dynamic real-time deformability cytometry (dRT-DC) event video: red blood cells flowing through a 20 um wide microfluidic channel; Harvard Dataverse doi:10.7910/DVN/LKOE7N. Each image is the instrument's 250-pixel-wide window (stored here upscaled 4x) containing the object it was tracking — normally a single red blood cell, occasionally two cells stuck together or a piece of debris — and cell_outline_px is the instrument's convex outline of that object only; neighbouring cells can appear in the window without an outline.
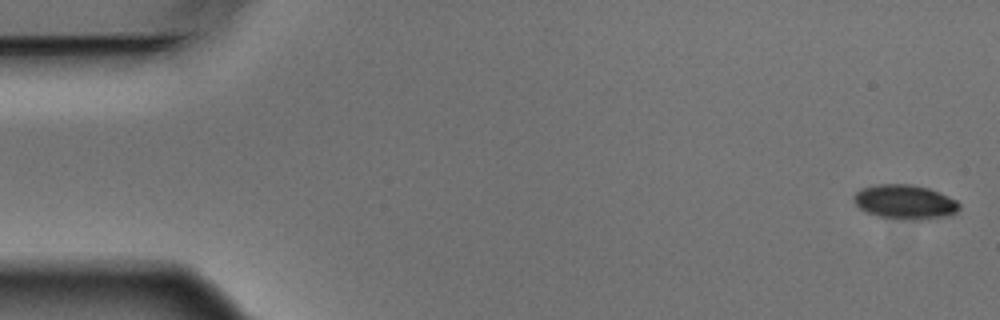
{"species": "Egyptian fruit bat (a non-hibernating species)", "species_latin": "Rousettus aegyptiacus", "temperature_condition": "warm", "stored_images_in_passage": 5, "camera_frame_rate_fps": 3000, "um_per_image_px": 0.085, "animal": {"sex": "male"}, "frame": {"image": 1, "passage_image": 1, "time_ms": 0.0, "image_size_px": [1000, 320], "cell_outline_px": [[960, 208], [952, 216], [920, 220], [908, 220], [876, 216], [860, 208], [852, 200], [852, 196], [860, 188], [876, 184], [908, 184], [928, 188], [940, 192], [956, 200], [960, 204]], "centroid_in_image_um": [76.93, 17.17], "position_along_channel_um": 8.1, "area_um2": 21.44}}
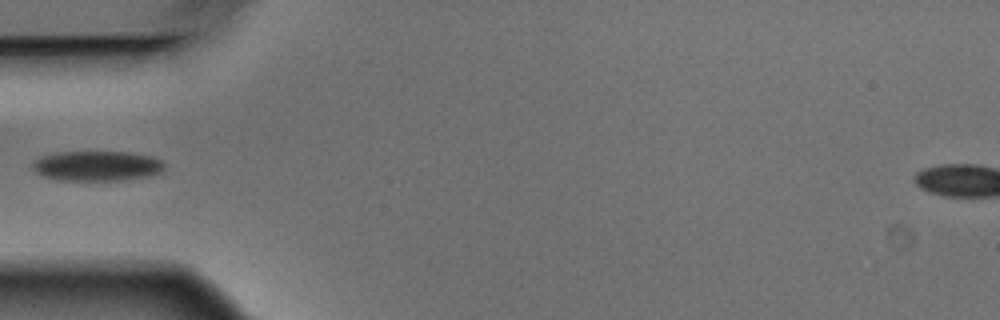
{"frame": {"image": 2, "passage_image": 5, "time_ms": 1.333, "image_size_px": [1000, 320], "cell_outline_px": [[164, 168], [160, 172], [144, 176], [124, 180], [56, 180], [40, 176], [32, 168], [32, 164], [40, 156], [56, 152], [128, 152], [152, 156], [160, 160], [164, 164]], "centroid_in_image_um": [8.18, 14.1], "position_along_channel_um": 76.8, "area_um2": 23.06}}